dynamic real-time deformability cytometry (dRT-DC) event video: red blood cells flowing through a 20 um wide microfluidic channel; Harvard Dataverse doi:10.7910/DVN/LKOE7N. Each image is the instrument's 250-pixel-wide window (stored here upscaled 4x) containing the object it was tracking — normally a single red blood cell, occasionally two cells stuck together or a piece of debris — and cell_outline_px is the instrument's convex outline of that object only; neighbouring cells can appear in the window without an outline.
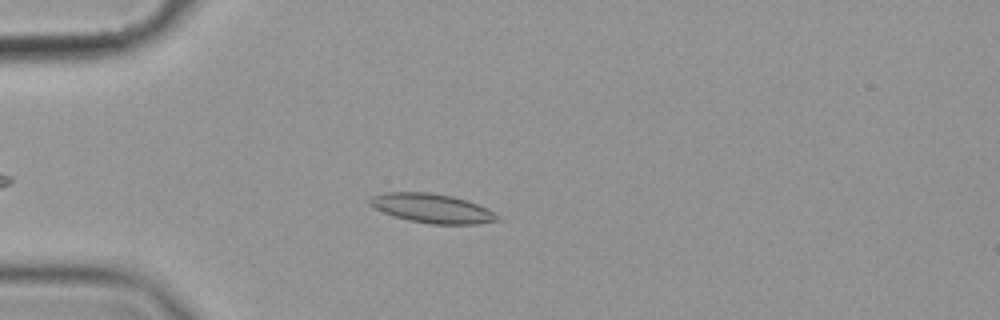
{"species": "common noctule bat (a hibernating species)", "species_latin": "Nyctalus noctula", "temperature_condition": "cold", "stored_images_in_passage": 51, "camera_frame_rate_fps": 3000, "um_per_image_px": 0.085, "animal": {"sex": "female", "body_mass_g": 19.9}, "frame": {"image": 1, "passage_image": 10, "time_ms": 3.0, "image_size_px": [1000, 320], "cell_outline_px": [[500, 220], [476, 224], [428, 224], [408, 220], [392, 216], [368, 204], [368, 196], [384, 192], [428, 192], [452, 196], [488, 208], [496, 212], [500, 216]], "centroid_in_image_um": [36.7, 17.71], "position_along_channel_um": 48.3, "area_um2": 21.91}}
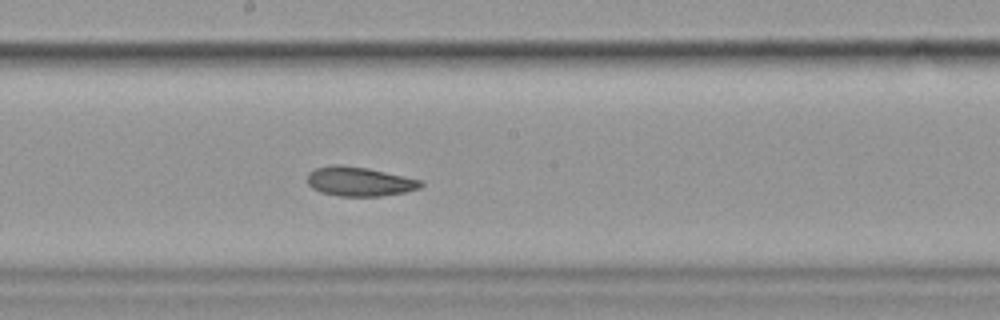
{"frame": {"image": 2, "passage_image": 26, "time_ms": 8.333, "image_size_px": [1000, 320], "cell_outline_px": [[424, 184], [420, 188], [404, 192], [380, 196], [340, 196], [320, 192], [312, 188], [308, 184], [308, 172], [316, 168], [332, 164], [340, 164], [368, 168], [424, 180]], "centroid_in_image_um": [30.56, 15.42], "position_along_channel_um": 217.6, "area_um2": 19.54}}
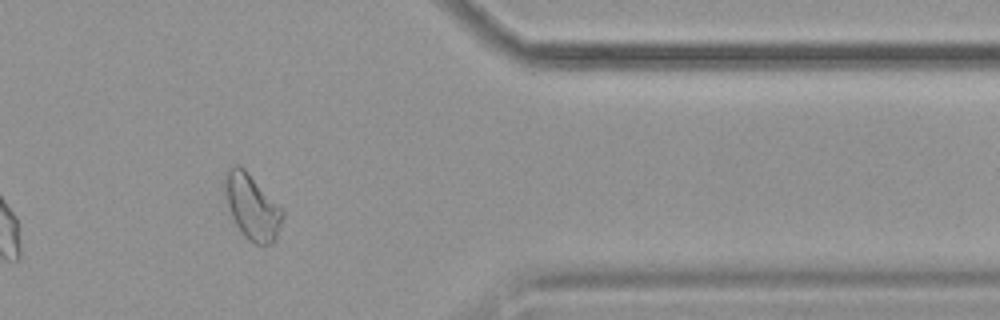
{"frame": {"image": 3, "passage_image": 42, "time_ms": 13.667, "image_size_px": [1000, 320], "cell_outline_px": [[284, 216], [276, 240], [272, 244], [256, 244], [248, 240], [244, 236], [236, 224], [232, 216], [220, 188], [224, 172], [228, 168], [236, 164], [240, 164], [284, 208]], "centroid_in_image_um": [21.39, 17.52], "position_along_channel_um": 390.0, "area_um2": 22.83}, "authors_computed_cell_mechanics": {"area_um2": 20.7502, "velocity_mm_per_s": 3.5301, "shape_relaxation_time_tau1_ms": 5.0156, "shape_relaxation_time_tau2_ms": 4.4694, "deformation_change_tau1": 0.1548, "deformation_change_tau2": 0.1169}}